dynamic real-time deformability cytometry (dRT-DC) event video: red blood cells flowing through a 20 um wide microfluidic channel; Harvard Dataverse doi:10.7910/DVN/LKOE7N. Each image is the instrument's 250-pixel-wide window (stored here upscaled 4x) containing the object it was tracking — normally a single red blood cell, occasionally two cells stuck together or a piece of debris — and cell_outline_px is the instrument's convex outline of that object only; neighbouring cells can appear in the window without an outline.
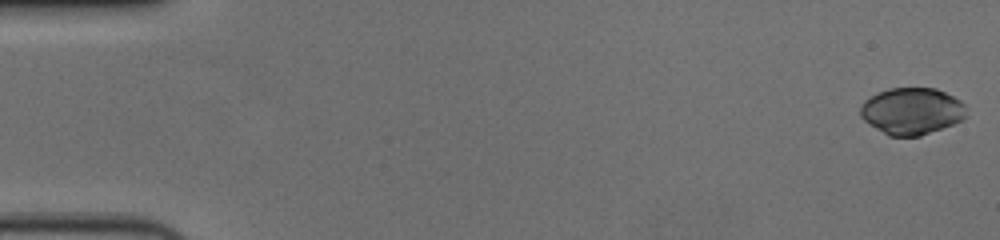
{"species": "human", "species_latin": "Homo sapiens", "temperature_condition": "cold", "stored_images_in_passage": 58, "camera_frame_rate_fps": 3000, "um_per_image_px": 0.085, "donor": {"sex": "female"}, "frame": {"image": 1, "passage_image": 1, "time_ms": 0.0, "image_size_px": [1000, 240], "cell_outline_px": [[964, 120], [920, 136], [888, 136], [864, 120], [860, 116], [860, 104], [864, 100], [876, 92], [888, 88], [936, 88], [960, 100], [964, 104]], "centroid_in_image_um": [77.46, 9.43], "position_along_channel_um": 7.5, "area_um2": 28.9}}
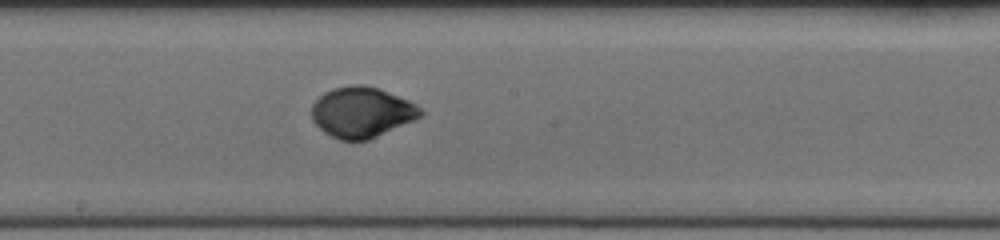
{"frame": {"image": 2, "passage_image": 32, "time_ms": 10.333, "image_size_px": [1000, 240], "cell_outline_px": [[424, 112], [420, 116], [412, 120], [368, 140], [340, 140], [324, 132], [312, 120], [312, 104], [324, 92], [332, 88], [352, 84], [364, 84], [380, 88], [408, 100], [416, 104]], "centroid_in_image_um": [30.72, 9.51], "position_along_channel_um": 217.5, "area_um2": 31.91}}
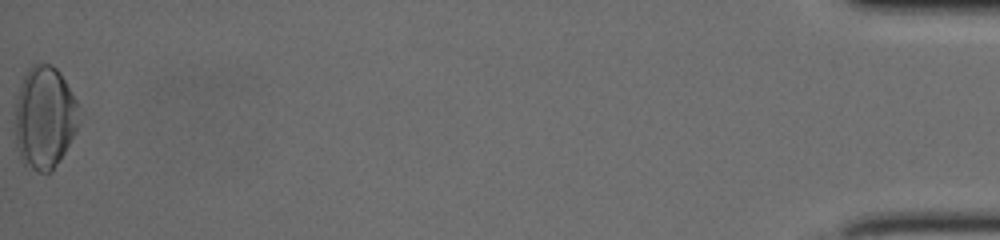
{"frame": {"image": 3, "passage_image": 58, "time_ms": 19.0, "image_size_px": [1000, 240], "cell_outline_px": [[76, 132], [52, 172], [48, 176], [36, 172], [24, 164], [20, 160], [16, 148], [16, 96], [20, 84], [28, 68], [32, 64], [52, 64], [60, 72], [76, 100]], "centroid_in_image_um": [3.75, 10.03], "position_along_channel_um": 431.5, "area_um2": 38.15}, "authors_computed_cell_mechanics": {"area_um2": 30.9808, "velocity_mm_per_s": 3.6215, "shape_relaxation_time_tau1_ms": 3.0631, "shape_relaxation_time_tau2_ms": 0.6886, "deformation_change_tau1": 0.1467, "deformation_change_tau2": 0.0278}}